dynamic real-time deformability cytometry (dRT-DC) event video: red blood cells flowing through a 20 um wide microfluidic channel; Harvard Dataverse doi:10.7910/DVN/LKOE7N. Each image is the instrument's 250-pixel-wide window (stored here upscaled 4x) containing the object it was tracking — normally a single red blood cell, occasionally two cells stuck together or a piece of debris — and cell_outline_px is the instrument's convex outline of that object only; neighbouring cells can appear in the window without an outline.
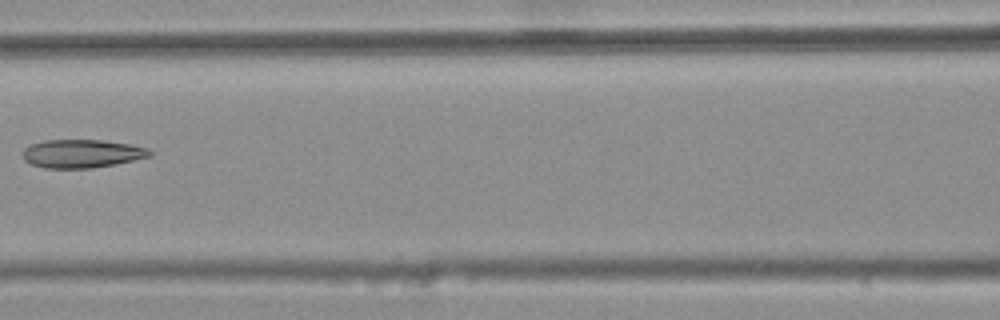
{"species": "common noctule bat (a hibernating species)", "species_latin": "Nyctalus noctula", "temperature_condition": "warm", "stored_images_in_passage": 7, "camera_frame_rate_fps": 3000, "um_per_image_px": 0.085, "animal": {"sex": "female", "body_mass_g": 25.1}, "frame": {"image": 1, "passage_image": 6, "time_ms": 1.667, "image_size_px": [1000, 320], "cell_outline_px": [[152, 156], [92, 168], [48, 168], [32, 164], [24, 160], [20, 152], [24, 148], [32, 144], [44, 140], [100, 140], [132, 144], [148, 148], [152, 152]], "centroid_in_image_um": [6.94, 13.05], "position_along_channel_um": 159.7, "area_um2": 20.92}}
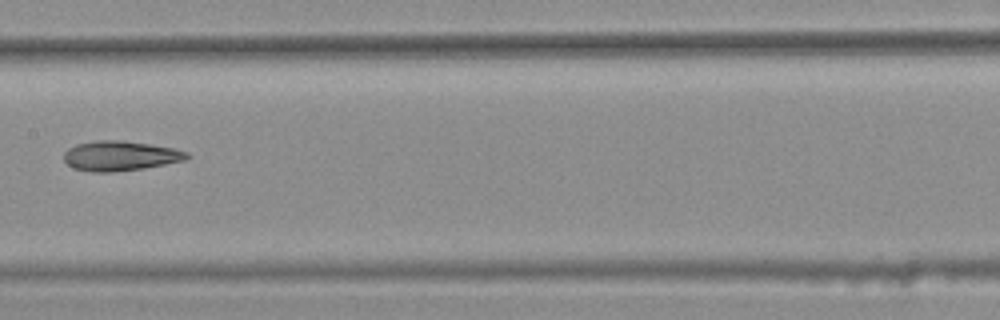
{"frame": {"image": 2, "passage_image": 7, "time_ms": 2.0, "image_size_px": [1000, 320], "cell_outline_px": [[188, 160], [144, 168], [112, 172], [92, 172], [76, 168], [68, 164], [64, 160], [64, 152], [68, 148], [76, 144], [96, 140], [124, 140], [172, 148], [188, 152]], "centroid_in_image_um": [10.22, 13.24], "position_along_channel_um": 197.2, "area_um2": 21.33}}